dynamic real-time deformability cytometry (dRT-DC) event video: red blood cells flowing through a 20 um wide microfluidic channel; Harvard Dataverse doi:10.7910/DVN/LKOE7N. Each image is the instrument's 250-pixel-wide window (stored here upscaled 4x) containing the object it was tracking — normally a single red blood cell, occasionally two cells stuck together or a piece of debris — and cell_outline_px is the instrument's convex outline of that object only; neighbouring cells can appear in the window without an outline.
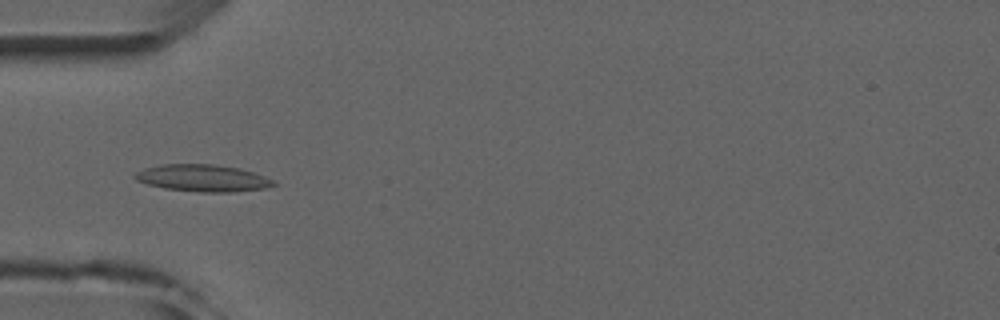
{"species": "common noctule bat (a hibernating species)", "species_latin": "Nyctalus noctula", "temperature_condition": "room temperature", "stored_images_in_passage": 5, "camera_frame_rate_fps": 3000, "um_per_image_px": 0.085, "animal": {"sex": "male", "forearm_length_mm": 52.5}, "frame": {"image": 1, "passage_image": 5, "time_ms": 4.333, "image_size_px": [1000, 320], "cell_outline_px": [[276, 184], [264, 188], [232, 192], [200, 192], [164, 188], [148, 184], [136, 180], [132, 176], [136, 172], [144, 168], [160, 164], [212, 164], [240, 168], [264, 176], [272, 180]], "centroid_in_image_um": [17.18, 15.13], "position_along_channel_um": 67.8, "area_um2": 21.68}}